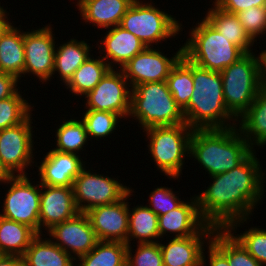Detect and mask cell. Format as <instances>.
Listing matches in <instances>:
<instances>
[{
    "instance_id": "cell-29",
    "label": "cell",
    "mask_w": 266,
    "mask_h": 266,
    "mask_svg": "<svg viewBox=\"0 0 266 266\" xmlns=\"http://www.w3.org/2000/svg\"><path fill=\"white\" fill-rule=\"evenodd\" d=\"M111 69L107 62L100 56L92 55L74 72L65 84L72 95L84 97L90 92Z\"/></svg>"
},
{
    "instance_id": "cell-26",
    "label": "cell",
    "mask_w": 266,
    "mask_h": 266,
    "mask_svg": "<svg viewBox=\"0 0 266 266\" xmlns=\"http://www.w3.org/2000/svg\"><path fill=\"white\" fill-rule=\"evenodd\" d=\"M38 234L22 256L24 266H76L73 256L62 250L50 238ZM75 262V263H74Z\"/></svg>"
},
{
    "instance_id": "cell-23",
    "label": "cell",
    "mask_w": 266,
    "mask_h": 266,
    "mask_svg": "<svg viewBox=\"0 0 266 266\" xmlns=\"http://www.w3.org/2000/svg\"><path fill=\"white\" fill-rule=\"evenodd\" d=\"M9 22L0 32V72L23 77L25 49L23 30Z\"/></svg>"
},
{
    "instance_id": "cell-43",
    "label": "cell",
    "mask_w": 266,
    "mask_h": 266,
    "mask_svg": "<svg viewBox=\"0 0 266 266\" xmlns=\"http://www.w3.org/2000/svg\"><path fill=\"white\" fill-rule=\"evenodd\" d=\"M209 253L207 258L205 259V253L202 254V266L207 265L209 266H230L228 262V258L210 241L208 246L206 245ZM208 262L206 263V261Z\"/></svg>"
},
{
    "instance_id": "cell-21",
    "label": "cell",
    "mask_w": 266,
    "mask_h": 266,
    "mask_svg": "<svg viewBox=\"0 0 266 266\" xmlns=\"http://www.w3.org/2000/svg\"><path fill=\"white\" fill-rule=\"evenodd\" d=\"M207 223L201 218L196 196L183 201L177 208L158 216L160 238L168 233L172 238H185L196 235ZM167 233V234H166Z\"/></svg>"
},
{
    "instance_id": "cell-31",
    "label": "cell",
    "mask_w": 266,
    "mask_h": 266,
    "mask_svg": "<svg viewBox=\"0 0 266 266\" xmlns=\"http://www.w3.org/2000/svg\"><path fill=\"white\" fill-rule=\"evenodd\" d=\"M127 244L120 241H98L76 266H126Z\"/></svg>"
},
{
    "instance_id": "cell-6",
    "label": "cell",
    "mask_w": 266,
    "mask_h": 266,
    "mask_svg": "<svg viewBox=\"0 0 266 266\" xmlns=\"http://www.w3.org/2000/svg\"><path fill=\"white\" fill-rule=\"evenodd\" d=\"M246 53L220 72L227 110L238 120L256 99L261 86L260 55Z\"/></svg>"
},
{
    "instance_id": "cell-11",
    "label": "cell",
    "mask_w": 266,
    "mask_h": 266,
    "mask_svg": "<svg viewBox=\"0 0 266 266\" xmlns=\"http://www.w3.org/2000/svg\"><path fill=\"white\" fill-rule=\"evenodd\" d=\"M31 118L32 114L24 122L0 130V158L13 175H27L25 171L37 163L34 162L35 142Z\"/></svg>"
},
{
    "instance_id": "cell-1",
    "label": "cell",
    "mask_w": 266,
    "mask_h": 266,
    "mask_svg": "<svg viewBox=\"0 0 266 266\" xmlns=\"http://www.w3.org/2000/svg\"><path fill=\"white\" fill-rule=\"evenodd\" d=\"M255 154L256 150L230 171L209 176L213 183L195 194L199 213L207 224L237 233V227L251 219L266 192V174Z\"/></svg>"
},
{
    "instance_id": "cell-20",
    "label": "cell",
    "mask_w": 266,
    "mask_h": 266,
    "mask_svg": "<svg viewBox=\"0 0 266 266\" xmlns=\"http://www.w3.org/2000/svg\"><path fill=\"white\" fill-rule=\"evenodd\" d=\"M99 43L100 45H97L98 50L101 49L99 50V53L103 55L101 57L114 69H121L147 47L134 34L119 25L106 29L105 36L101 37Z\"/></svg>"
},
{
    "instance_id": "cell-15",
    "label": "cell",
    "mask_w": 266,
    "mask_h": 266,
    "mask_svg": "<svg viewBox=\"0 0 266 266\" xmlns=\"http://www.w3.org/2000/svg\"><path fill=\"white\" fill-rule=\"evenodd\" d=\"M46 234L75 260L91 251L98 242L88 215L82 212L53 226Z\"/></svg>"
},
{
    "instance_id": "cell-19",
    "label": "cell",
    "mask_w": 266,
    "mask_h": 266,
    "mask_svg": "<svg viewBox=\"0 0 266 266\" xmlns=\"http://www.w3.org/2000/svg\"><path fill=\"white\" fill-rule=\"evenodd\" d=\"M43 160L36 166L40 181L37 183L48 186L73 187L74 179L86 165L81 155L74 153H61L50 149Z\"/></svg>"
},
{
    "instance_id": "cell-4",
    "label": "cell",
    "mask_w": 266,
    "mask_h": 266,
    "mask_svg": "<svg viewBox=\"0 0 266 266\" xmlns=\"http://www.w3.org/2000/svg\"><path fill=\"white\" fill-rule=\"evenodd\" d=\"M140 130L154 126L186 124L182 109L176 104L166 81L136 85L131 90L130 112Z\"/></svg>"
},
{
    "instance_id": "cell-5",
    "label": "cell",
    "mask_w": 266,
    "mask_h": 266,
    "mask_svg": "<svg viewBox=\"0 0 266 266\" xmlns=\"http://www.w3.org/2000/svg\"><path fill=\"white\" fill-rule=\"evenodd\" d=\"M189 31L183 56L198 67L221 72L246 53L227 40L204 17Z\"/></svg>"
},
{
    "instance_id": "cell-35",
    "label": "cell",
    "mask_w": 266,
    "mask_h": 266,
    "mask_svg": "<svg viewBox=\"0 0 266 266\" xmlns=\"http://www.w3.org/2000/svg\"><path fill=\"white\" fill-rule=\"evenodd\" d=\"M81 117L88 137L91 139L96 138L95 140L97 141H99V138L102 139L114 133L119 126L118 123L122 119L118 114L113 112L97 110H85Z\"/></svg>"
},
{
    "instance_id": "cell-3",
    "label": "cell",
    "mask_w": 266,
    "mask_h": 266,
    "mask_svg": "<svg viewBox=\"0 0 266 266\" xmlns=\"http://www.w3.org/2000/svg\"><path fill=\"white\" fill-rule=\"evenodd\" d=\"M237 127L194 129L189 158L203 166L209 176L232 170L254 151Z\"/></svg>"
},
{
    "instance_id": "cell-30",
    "label": "cell",
    "mask_w": 266,
    "mask_h": 266,
    "mask_svg": "<svg viewBox=\"0 0 266 266\" xmlns=\"http://www.w3.org/2000/svg\"><path fill=\"white\" fill-rule=\"evenodd\" d=\"M37 235L27 225L0 216V255L22 257Z\"/></svg>"
},
{
    "instance_id": "cell-12",
    "label": "cell",
    "mask_w": 266,
    "mask_h": 266,
    "mask_svg": "<svg viewBox=\"0 0 266 266\" xmlns=\"http://www.w3.org/2000/svg\"><path fill=\"white\" fill-rule=\"evenodd\" d=\"M131 90L129 81L121 69L111 68L84 96V107L86 110L113 112L127 119L130 112Z\"/></svg>"
},
{
    "instance_id": "cell-8",
    "label": "cell",
    "mask_w": 266,
    "mask_h": 266,
    "mask_svg": "<svg viewBox=\"0 0 266 266\" xmlns=\"http://www.w3.org/2000/svg\"><path fill=\"white\" fill-rule=\"evenodd\" d=\"M173 15L162 11L153 2L135 0L122 17L120 25L134 34L147 47H154L182 32V23Z\"/></svg>"
},
{
    "instance_id": "cell-13",
    "label": "cell",
    "mask_w": 266,
    "mask_h": 266,
    "mask_svg": "<svg viewBox=\"0 0 266 266\" xmlns=\"http://www.w3.org/2000/svg\"><path fill=\"white\" fill-rule=\"evenodd\" d=\"M51 26L53 25L48 24L36 30L23 31L25 49L23 75L25 77V74H32L42 84L51 81L53 76L56 37Z\"/></svg>"
},
{
    "instance_id": "cell-18",
    "label": "cell",
    "mask_w": 266,
    "mask_h": 266,
    "mask_svg": "<svg viewBox=\"0 0 266 266\" xmlns=\"http://www.w3.org/2000/svg\"><path fill=\"white\" fill-rule=\"evenodd\" d=\"M45 190V191H44ZM79 213L74 200L73 187L41 184L39 234L75 217Z\"/></svg>"
},
{
    "instance_id": "cell-27",
    "label": "cell",
    "mask_w": 266,
    "mask_h": 266,
    "mask_svg": "<svg viewBox=\"0 0 266 266\" xmlns=\"http://www.w3.org/2000/svg\"><path fill=\"white\" fill-rule=\"evenodd\" d=\"M214 7L208 8L205 19L227 40L241 48L245 53L253 52L254 40L249 36L236 14L225 12ZM252 48V49H251Z\"/></svg>"
},
{
    "instance_id": "cell-9",
    "label": "cell",
    "mask_w": 266,
    "mask_h": 266,
    "mask_svg": "<svg viewBox=\"0 0 266 266\" xmlns=\"http://www.w3.org/2000/svg\"><path fill=\"white\" fill-rule=\"evenodd\" d=\"M28 177L13 175L4 183L9 186L0 216L27 225L39 234L41 184H33Z\"/></svg>"
},
{
    "instance_id": "cell-47",
    "label": "cell",
    "mask_w": 266,
    "mask_h": 266,
    "mask_svg": "<svg viewBox=\"0 0 266 266\" xmlns=\"http://www.w3.org/2000/svg\"><path fill=\"white\" fill-rule=\"evenodd\" d=\"M8 16L9 12L7 13L6 9H4L0 4V32L10 22Z\"/></svg>"
},
{
    "instance_id": "cell-25",
    "label": "cell",
    "mask_w": 266,
    "mask_h": 266,
    "mask_svg": "<svg viewBox=\"0 0 266 266\" xmlns=\"http://www.w3.org/2000/svg\"><path fill=\"white\" fill-rule=\"evenodd\" d=\"M59 45V46H58ZM56 44L54 55V75L58 72L59 80L64 85L74 72L91 56V46L84 40L70 39L66 43Z\"/></svg>"
},
{
    "instance_id": "cell-16",
    "label": "cell",
    "mask_w": 266,
    "mask_h": 266,
    "mask_svg": "<svg viewBox=\"0 0 266 266\" xmlns=\"http://www.w3.org/2000/svg\"><path fill=\"white\" fill-rule=\"evenodd\" d=\"M131 193H134L133 189L115 203L97 206L86 212L98 241H120L127 244L128 200L133 195Z\"/></svg>"
},
{
    "instance_id": "cell-10",
    "label": "cell",
    "mask_w": 266,
    "mask_h": 266,
    "mask_svg": "<svg viewBox=\"0 0 266 266\" xmlns=\"http://www.w3.org/2000/svg\"><path fill=\"white\" fill-rule=\"evenodd\" d=\"M130 190L131 187L121 183L118 178L93 173L87 166L81 169L73 182L75 204L82 213L97 206L115 203Z\"/></svg>"
},
{
    "instance_id": "cell-44",
    "label": "cell",
    "mask_w": 266,
    "mask_h": 266,
    "mask_svg": "<svg viewBox=\"0 0 266 266\" xmlns=\"http://www.w3.org/2000/svg\"><path fill=\"white\" fill-rule=\"evenodd\" d=\"M0 266H24L22 257L16 255H0Z\"/></svg>"
},
{
    "instance_id": "cell-14",
    "label": "cell",
    "mask_w": 266,
    "mask_h": 266,
    "mask_svg": "<svg viewBox=\"0 0 266 266\" xmlns=\"http://www.w3.org/2000/svg\"><path fill=\"white\" fill-rule=\"evenodd\" d=\"M157 48L146 47L121 67L131 88L142 83L166 81L172 67L183 56V46L172 57Z\"/></svg>"
},
{
    "instance_id": "cell-39",
    "label": "cell",
    "mask_w": 266,
    "mask_h": 266,
    "mask_svg": "<svg viewBox=\"0 0 266 266\" xmlns=\"http://www.w3.org/2000/svg\"><path fill=\"white\" fill-rule=\"evenodd\" d=\"M239 22L257 43V38L266 33V6L250 7L236 14Z\"/></svg>"
},
{
    "instance_id": "cell-28",
    "label": "cell",
    "mask_w": 266,
    "mask_h": 266,
    "mask_svg": "<svg viewBox=\"0 0 266 266\" xmlns=\"http://www.w3.org/2000/svg\"><path fill=\"white\" fill-rule=\"evenodd\" d=\"M129 203L130 202H128L129 221L127 245H130V241L132 240H136L137 243L159 242L158 215L147 205L137 204V206L130 208Z\"/></svg>"
},
{
    "instance_id": "cell-7",
    "label": "cell",
    "mask_w": 266,
    "mask_h": 266,
    "mask_svg": "<svg viewBox=\"0 0 266 266\" xmlns=\"http://www.w3.org/2000/svg\"><path fill=\"white\" fill-rule=\"evenodd\" d=\"M187 124L154 126L143 130L149 140L148 153L155 166L168 179L178 180L184 169L186 156L189 157L190 139L193 133Z\"/></svg>"
},
{
    "instance_id": "cell-32",
    "label": "cell",
    "mask_w": 266,
    "mask_h": 266,
    "mask_svg": "<svg viewBox=\"0 0 266 266\" xmlns=\"http://www.w3.org/2000/svg\"><path fill=\"white\" fill-rule=\"evenodd\" d=\"M61 123L55 132L56 148L54 147L53 150L80 155L79 152L84 151L86 147L84 145H88V141H90L84 123L81 119L76 120L75 118L67 119V121L64 118Z\"/></svg>"
},
{
    "instance_id": "cell-34",
    "label": "cell",
    "mask_w": 266,
    "mask_h": 266,
    "mask_svg": "<svg viewBox=\"0 0 266 266\" xmlns=\"http://www.w3.org/2000/svg\"><path fill=\"white\" fill-rule=\"evenodd\" d=\"M211 242L228 258L230 266H262L226 228H216Z\"/></svg>"
},
{
    "instance_id": "cell-46",
    "label": "cell",
    "mask_w": 266,
    "mask_h": 266,
    "mask_svg": "<svg viewBox=\"0 0 266 266\" xmlns=\"http://www.w3.org/2000/svg\"><path fill=\"white\" fill-rule=\"evenodd\" d=\"M13 174L4 166L0 158V183L4 184L8 179H10Z\"/></svg>"
},
{
    "instance_id": "cell-22",
    "label": "cell",
    "mask_w": 266,
    "mask_h": 266,
    "mask_svg": "<svg viewBox=\"0 0 266 266\" xmlns=\"http://www.w3.org/2000/svg\"><path fill=\"white\" fill-rule=\"evenodd\" d=\"M81 19L98 28L120 25L122 17L135 0H76Z\"/></svg>"
},
{
    "instance_id": "cell-33",
    "label": "cell",
    "mask_w": 266,
    "mask_h": 266,
    "mask_svg": "<svg viewBox=\"0 0 266 266\" xmlns=\"http://www.w3.org/2000/svg\"><path fill=\"white\" fill-rule=\"evenodd\" d=\"M166 83L176 104L183 110L193 92L192 63L182 56L170 70Z\"/></svg>"
},
{
    "instance_id": "cell-38",
    "label": "cell",
    "mask_w": 266,
    "mask_h": 266,
    "mask_svg": "<svg viewBox=\"0 0 266 266\" xmlns=\"http://www.w3.org/2000/svg\"><path fill=\"white\" fill-rule=\"evenodd\" d=\"M132 247L127 245L126 266H164L159 242L137 243L135 254Z\"/></svg>"
},
{
    "instance_id": "cell-24",
    "label": "cell",
    "mask_w": 266,
    "mask_h": 266,
    "mask_svg": "<svg viewBox=\"0 0 266 266\" xmlns=\"http://www.w3.org/2000/svg\"><path fill=\"white\" fill-rule=\"evenodd\" d=\"M237 126L248 144L263 148L266 145V87L261 85L256 99L238 119ZM255 145V146H254ZM257 145V146H256ZM261 146V147H260Z\"/></svg>"
},
{
    "instance_id": "cell-45",
    "label": "cell",
    "mask_w": 266,
    "mask_h": 266,
    "mask_svg": "<svg viewBox=\"0 0 266 266\" xmlns=\"http://www.w3.org/2000/svg\"><path fill=\"white\" fill-rule=\"evenodd\" d=\"M260 60H261V85L266 87V50H261Z\"/></svg>"
},
{
    "instance_id": "cell-17",
    "label": "cell",
    "mask_w": 266,
    "mask_h": 266,
    "mask_svg": "<svg viewBox=\"0 0 266 266\" xmlns=\"http://www.w3.org/2000/svg\"><path fill=\"white\" fill-rule=\"evenodd\" d=\"M216 227L206 224L196 235L159 241L164 266H202V254ZM161 242V243H160ZM205 244V245H204Z\"/></svg>"
},
{
    "instance_id": "cell-41",
    "label": "cell",
    "mask_w": 266,
    "mask_h": 266,
    "mask_svg": "<svg viewBox=\"0 0 266 266\" xmlns=\"http://www.w3.org/2000/svg\"><path fill=\"white\" fill-rule=\"evenodd\" d=\"M213 3L221 10L237 14L250 7L266 6V0H214Z\"/></svg>"
},
{
    "instance_id": "cell-2",
    "label": "cell",
    "mask_w": 266,
    "mask_h": 266,
    "mask_svg": "<svg viewBox=\"0 0 266 266\" xmlns=\"http://www.w3.org/2000/svg\"><path fill=\"white\" fill-rule=\"evenodd\" d=\"M193 92L182 110L192 129H226L237 126V119L227 110L220 72L192 63ZM232 121V122H231Z\"/></svg>"
},
{
    "instance_id": "cell-37",
    "label": "cell",
    "mask_w": 266,
    "mask_h": 266,
    "mask_svg": "<svg viewBox=\"0 0 266 266\" xmlns=\"http://www.w3.org/2000/svg\"><path fill=\"white\" fill-rule=\"evenodd\" d=\"M235 235L230 232L262 266H266V229L256 226Z\"/></svg>"
},
{
    "instance_id": "cell-42",
    "label": "cell",
    "mask_w": 266,
    "mask_h": 266,
    "mask_svg": "<svg viewBox=\"0 0 266 266\" xmlns=\"http://www.w3.org/2000/svg\"><path fill=\"white\" fill-rule=\"evenodd\" d=\"M18 82L21 81L16 76L0 72V100L14 96L20 89Z\"/></svg>"
},
{
    "instance_id": "cell-36",
    "label": "cell",
    "mask_w": 266,
    "mask_h": 266,
    "mask_svg": "<svg viewBox=\"0 0 266 266\" xmlns=\"http://www.w3.org/2000/svg\"><path fill=\"white\" fill-rule=\"evenodd\" d=\"M18 91L14 96L0 100V130L24 122L32 113L31 102Z\"/></svg>"
},
{
    "instance_id": "cell-40",
    "label": "cell",
    "mask_w": 266,
    "mask_h": 266,
    "mask_svg": "<svg viewBox=\"0 0 266 266\" xmlns=\"http://www.w3.org/2000/svg\"><path fill=\"white\" fill-rule=\"evenodd\" d=\"M173 192V188L157 186L149 195V205H147L158 216L165 215L167 212L177 208L183 200Z\"/></svg>"
}]
</instances>
